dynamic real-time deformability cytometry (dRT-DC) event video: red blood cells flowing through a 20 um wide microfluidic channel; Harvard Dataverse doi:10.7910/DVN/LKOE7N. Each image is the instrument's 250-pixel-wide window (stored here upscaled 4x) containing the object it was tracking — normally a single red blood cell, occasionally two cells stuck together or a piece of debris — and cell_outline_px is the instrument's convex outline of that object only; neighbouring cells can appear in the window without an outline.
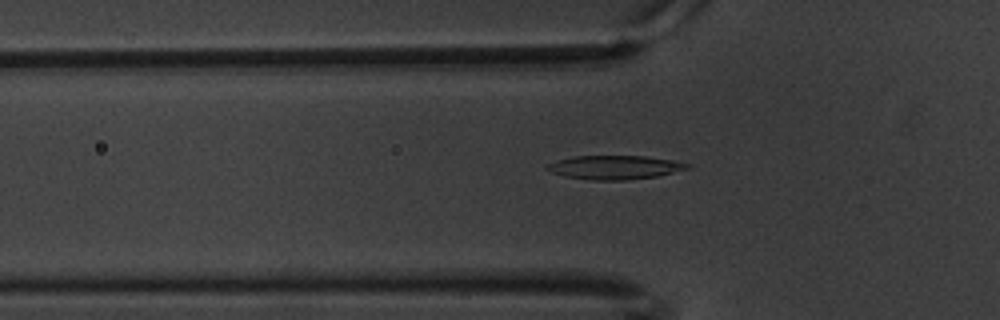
{"species": "common noctule bat (a hibernating species)", "species_latin": "Nyctalus noctula", "temperature_condition": "warm", "stored_images_in_passage": 57, "camera_frame_rate_fps": 3000, "um_per_image_px": 0.085, "animal": {"sex": "male", "body_mass_g": 20.1, "forearm_length_mm": 53.5}, "frame": {"image": 1, "passage_image": 17, "time_ms": 5.333, "image_size_px": [1000, 320], "cell_outline_px": [[692, 168], [656, 176], [624, 180], [592, 180], [564, 176], [552, 172], [544, 168], [548, 164], [556, 160], [576, 156], [644, 156], [672, 160], [692, 164]], "centroid_in_image_um": [52.27, 14.22], "position_along_channel_um": 73.5, "area_um2": 19.42}}
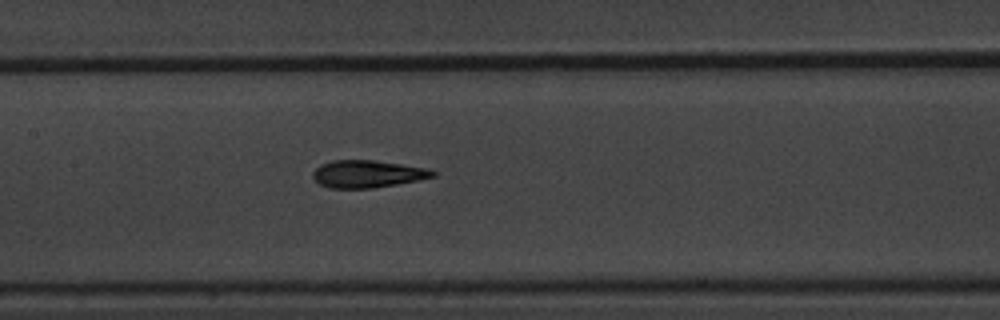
{"frame": {"image": 2, "passage_image": 26, "time_ms": 8.333, "image_size_px": [1000, 320], "cell_outline_px": [[436, 176], [420, 180], [372, 188], [332, 188], [320, 184], [312, 176], [312, 172], [320, 164], [332, 160], [376, 160], [428, 168], [436, 172]], "centroid_in_image_um": [31.25, 14.77], "position_along_channel_um": 176.1, "area_um2": 19.19}}
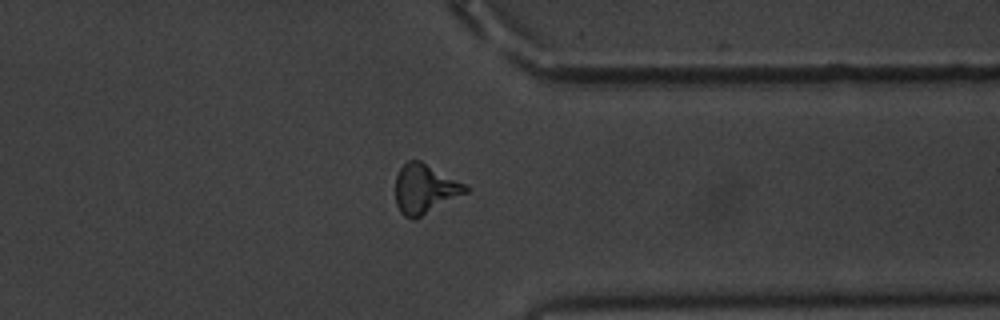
{"frame": {"image": 3, "passage_image": 44, "time_ms": 14.333, "image_size_px": [1000, 320], "cell_outline_px": [[472, 188], [468, 192], [412, 220], [404, 216], [400, 212], [396, 204], [396, 176], [400, 168], [408, 160], [420, 160]], "centroid_in_image_um": [36.1, 16.05], "position_along_channel_um": 375.3, "area_um2": 19.94}, "authors_computed_cell_mechanics": {"area_um2": 19.0162, "velocity_mm_per_s": 3.3863, "shape_relaxation_time_tau1_ms": 6.1333, "shape_relaxation_time_tau2_ms": 2.6773, "deformation_change_tau1": 0.1958, "deformation_change_tau2": 0.1149}}